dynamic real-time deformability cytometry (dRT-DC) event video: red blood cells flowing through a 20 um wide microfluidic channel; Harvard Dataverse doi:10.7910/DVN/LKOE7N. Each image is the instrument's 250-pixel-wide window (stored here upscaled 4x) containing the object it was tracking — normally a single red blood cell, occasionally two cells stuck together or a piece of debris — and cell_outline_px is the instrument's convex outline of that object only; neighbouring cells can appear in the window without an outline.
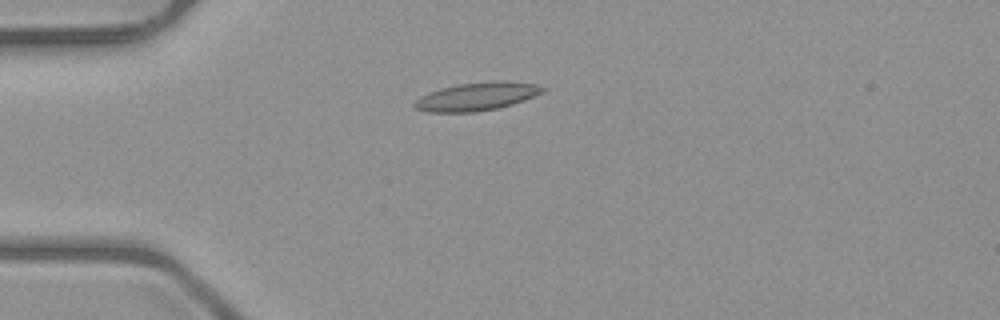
{"species": "common noctule bat (a hibernating species)", "species_latin": "Nyctalus noctula", "temperature_condition": "room temperature", "stored_images_in_passage": 39, "camera_frame_rate_fps": 3000, "um_per_image_px": 0.085, "animal": {"sex": "male", "body_mass_g": 23.1, "forearm_length_mm": 52.7}, "frame": {"image": 1, "passage_image": 1, "time_ms": 0.0, "image_size_px": [1000, 320], "cell_outline_px": [[548, 88], [544, 92], [524, 100], [512, 104], [496, 108], [476, 112], [428, 112], [416, 108], [412, 104], [420, 96], [428, 92], [440, 88], [460, 84], [492, 80], [504, 80], [536, 84]], "centroid_in_image_um": [40.55, 8.19], "position_along_channel_um": 44.5, "area_um2": 21.15}}
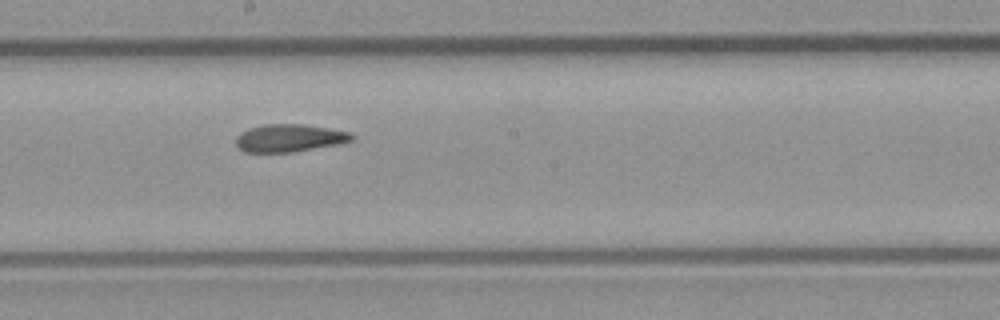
{"frame": {"image": 2, "passage_image": 16, "time_ms": 5.0, "image_size_px": [1000, 320], "cell_outline_px": [[356, 136], [352, 140], [340, 144], [292, 152], [244, 152], [236, 144], [236, 136], [240, 132], [248, 128], [264, 124], [304, 124], [328, 128], [348, 132]], "centroid_in_image_um": [24.59, 11.73], "position_along_channel_um": 223.6, "area_um2": 18.73}}
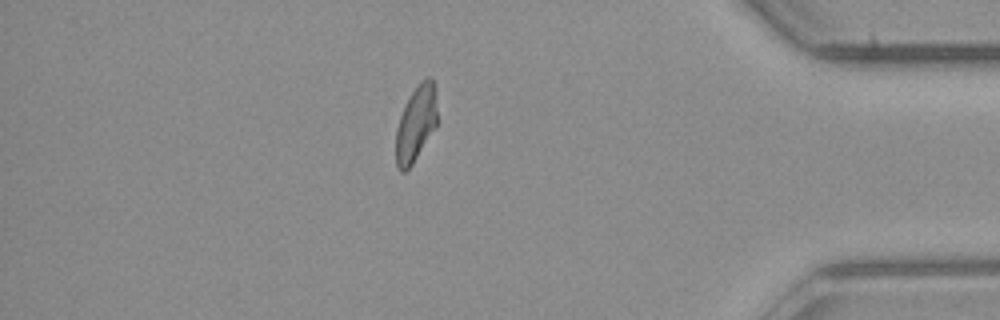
{"frame": {"image": 3, "passage_image": 32, "time_ms": 10.333, "image_size_px": [1000, 320], "cell_outline_px": [[436, 128], [412, 164], [404, 172], [400, 172], [396, 164], [396, 128], [400, 116], [412, 92], [420, 80], [428, 76], [432, 80], [436, 88]], "centroid_in_image_um": [35.36, 10.5], "position_along_channel_um": 399.8, "area_um2": 18.15}, "authors_computed_cell_mechanics": {"area_um2": 18.9006, "velocity_mm_per_s": 4.0148, "shape_relaxation_time_tau1_ms": null, "shape_relaxation_time_tau2_ms": 1.7274, "deformation_change_tau1": null, "deformation_change_tau2": 0.081}}